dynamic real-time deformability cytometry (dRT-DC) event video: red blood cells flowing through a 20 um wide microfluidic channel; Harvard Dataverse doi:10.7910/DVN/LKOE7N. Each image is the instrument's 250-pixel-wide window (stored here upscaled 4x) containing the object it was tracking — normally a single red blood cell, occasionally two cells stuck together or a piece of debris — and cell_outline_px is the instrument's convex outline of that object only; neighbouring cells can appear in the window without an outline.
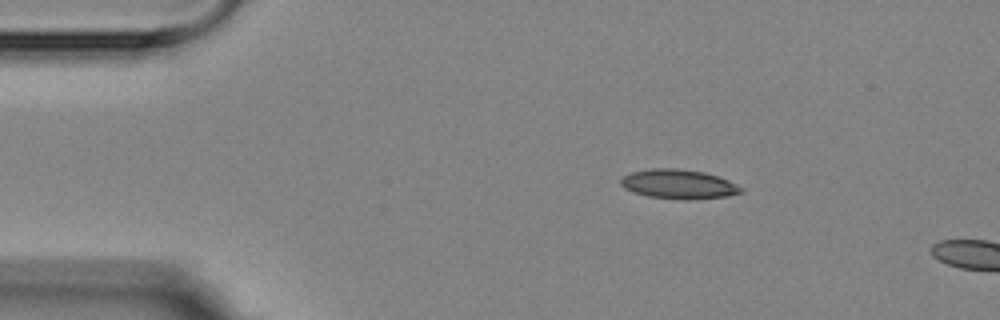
{"species": "Egyptian fruit bat (a non-hibernating species)", "species_latin": "Rousettus aegyptiacus", "temperature_condition": "room temperature", "stored_images_in_passage": 2, "camera_frame_rate_fps": 3000, "um_per_image_px": 0.085, "animal": {"sex": "female"}, "frame": {"image": 1, "passage_image": 1, "time_ms": 0.0, "image_size_px": [1000, 320], "cell_outline_px": [[744, 188], [740, 192], [724, 196], [648, 196], [624, 188], [620, 184], [620, 180], [624, 176], [632, 172], [652, 168], [676, 168], [704, 172], [728, 180]], "centroid_in_image_um": [57.62, 15.58], "position_along_channel_um": 27.4, "area_um2": 19.13}}